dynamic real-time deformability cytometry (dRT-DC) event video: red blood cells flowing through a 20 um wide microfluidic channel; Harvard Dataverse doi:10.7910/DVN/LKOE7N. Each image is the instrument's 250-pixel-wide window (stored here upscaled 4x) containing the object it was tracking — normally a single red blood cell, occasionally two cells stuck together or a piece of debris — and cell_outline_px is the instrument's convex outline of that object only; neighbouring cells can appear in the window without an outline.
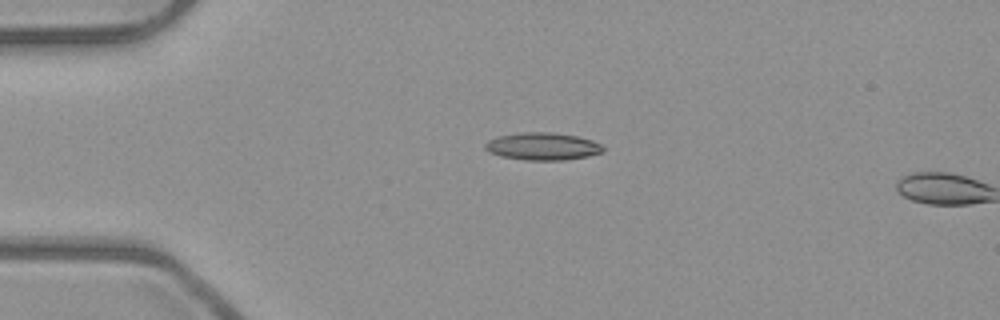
{"species": "common noctule bat (a hibernating species)", "species_latin": "Nyctalus noctula", "temperature_condition": "room temperature", "stored_images_in_passage": 2, "camera_frame_rate_fps": 3000, "um_per_image_px": 0.085, "animal": {"sex": "male", "body_mass_g": 23.1, "forearm_length_mm": 52.7}, "frame": {"image": 1, "passage_image": 1, "time_ms": 0.0, "image_size_px": [1000, 320], "cell_outline_px": [[604, 152], [588, 156], [564, 160], [524, 160], [500, 156], [488, 152], [484, 148], [484, 144], [488, 140], [500, 136], [520, 132], [548, 132], [576, 136], [592, 140], [600, 144], [604, 148]], "centroid_in_image_um": [46.1, 12.45], "position_along_channel_um": 38.9, "area_um2": 18.9}}